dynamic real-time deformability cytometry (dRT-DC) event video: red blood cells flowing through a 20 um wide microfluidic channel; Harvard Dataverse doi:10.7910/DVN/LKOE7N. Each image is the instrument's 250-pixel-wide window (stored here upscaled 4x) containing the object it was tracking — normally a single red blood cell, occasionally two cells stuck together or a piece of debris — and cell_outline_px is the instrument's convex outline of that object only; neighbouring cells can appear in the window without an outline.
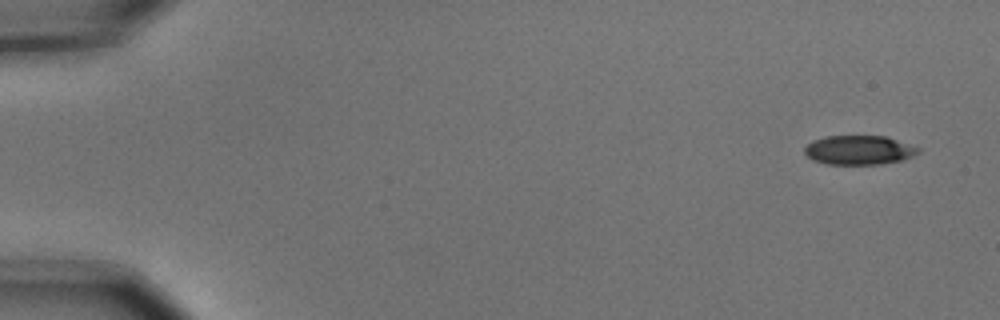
{"species": "common noctule bat (a hibernating species)", "species_latin": "Nyctalus noctula", "temperature_condition": "cold", "stored_images_in_passage": 5, "camera_frame_rate_fps": 3000, "um_per_image_px": 0.085, "animal": {"sex": "male", "body_mass_g": 15.6}, "frame": {"image": 1, "passage_image": 1, "time_ms": 0.0, "image_size_px": [1000, 320], "cell_outline_px": [[920, 152], [904, 160], [880, 164], [828, 164], [812, 160], [804, 152], [804, 148], [812, 140], [824, 136], [888, 136], [920, 148]], "centroid_in_image_um": [73.03, 12.75], "position_along_channel_um": 12.0, "area_um2": 19.48}}
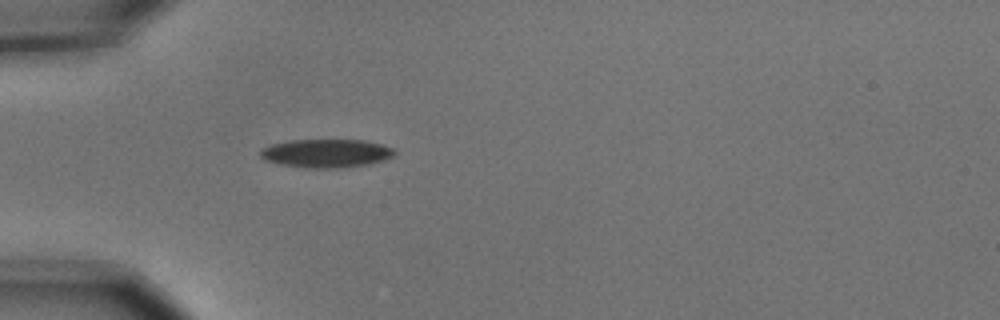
{"frame": {"image": 2, "passage_image": 5, "time_ms": 1.333, "image_size_px": [1000, 320], "cell_outline_px": [[396, 156], [368, 164], [344, 168], [304, 168], [280, 164], [264, 160], [260, 156], [260, 152], [264, 148], [272, 144], [292, 140], [364, 140], [380, 144], [392, 148], [396, 152]], "centroid_in_image_um": [27.74, 13.04], "position_along_channel_um": 57.3, "area_um2": 22.25}}